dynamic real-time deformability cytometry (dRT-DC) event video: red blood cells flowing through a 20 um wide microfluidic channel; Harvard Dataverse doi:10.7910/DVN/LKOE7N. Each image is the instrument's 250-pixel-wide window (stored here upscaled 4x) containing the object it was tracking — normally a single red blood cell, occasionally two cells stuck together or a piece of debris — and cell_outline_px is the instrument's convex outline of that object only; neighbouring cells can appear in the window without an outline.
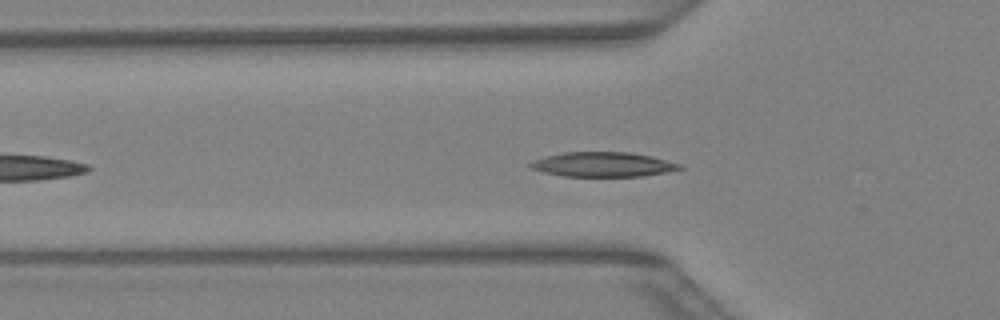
{"species": "Egyptian fruit bat (a non-hibernating species)", "species_latin": "Rousettus aegyptiacus", "temperature_condition": "warm", "stored_images_in_passage": 27, "camera_frame_rate_fps": 3000, "um_per_image_px": 0.085, "animal": {"sex": "female"}, "frame": {"image": 1, "passage_image": 6, "time_ms": 1.667, "image_size_px": [1000, 320], "cell_outline_px": [[684, 168], [664, 172], [640, 176], [564, 176], [544, 172], [532, 168], [528, 164], [544, 156], [564, 152], [628, 152], [648, 156], [684, 164]], "centroid_in_image_um": [51.26, 13.97], "position_along_channel_um": 74.5, "area_um2": 21.15}}
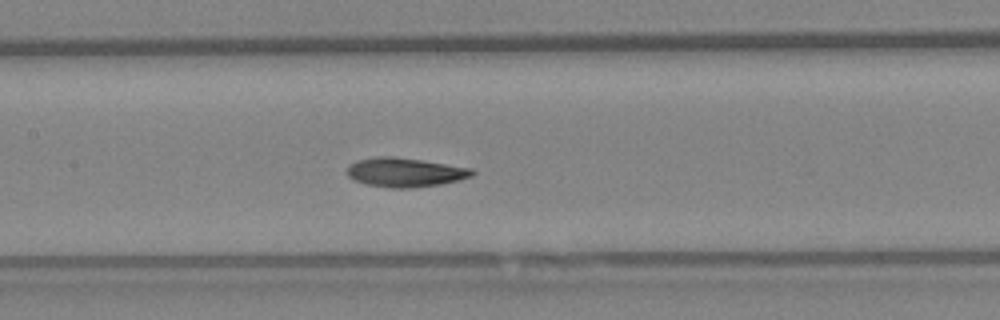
{"frame": {"image": 2, "passage_image": 12, "time_ms": 3.667, "image_size_px": [1000, 320], "cell_outline_px": [[476, 172], [472, 176], [460, 180], [440, 184], [412, 188], [388, 188], [364, 184], [352, 180], [348, 176], [348, 164], [356, 160], [376, 156], [392, 156], [420, 160], [472, 168]], "centroid_in_image_um": [34.39, 14.65], "position_along_channel_um": 173.0, "area_um2": 21.44}}
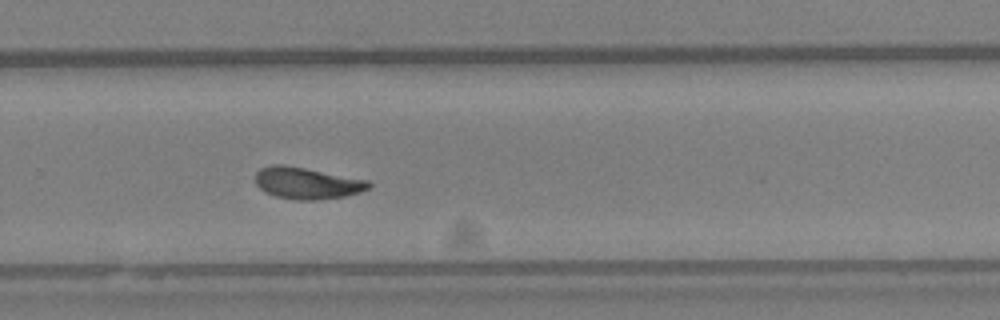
{"frame": {"image": 3, "passage_image": 20, "time_ms": 6.333, "image_size_px": [1000, 320], "cell_outline_px": [[372, 184], [368, 188], [360, 192], [344, 196], [316, 200], [296, 200], [276, 196], [260, 188], [256, 184], [256, 172], [260, 168], [272, 164], [284, 164], [368, 180]], "centroid_in_image_um": [26.08, 15.56], "position_along_channel_um": 303.7, "area_um2": 20.75}}